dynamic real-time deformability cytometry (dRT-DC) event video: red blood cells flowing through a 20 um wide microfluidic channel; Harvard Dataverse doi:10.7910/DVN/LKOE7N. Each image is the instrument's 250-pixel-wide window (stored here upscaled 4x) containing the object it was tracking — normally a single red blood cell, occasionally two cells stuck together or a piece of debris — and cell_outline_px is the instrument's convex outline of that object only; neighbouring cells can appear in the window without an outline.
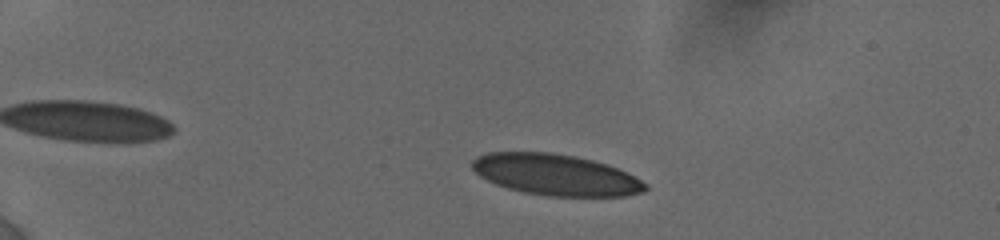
{"species": "human", "species_latin": "Homo sapiens", "temperature_condition": "cold", "stored_images_in_passage": 22, "camera_frame_rate_fps": 3000, "um_per_image_px": 0.085, "donor": {"sex": "female"}, "frame": {"image": 1, "passage_image": 12, "time_ms": 2.333, "image_size_px": [1000, 240], "cell_outline_px": [[648, 188], [644, 192], [624, 196], [548, 196], [524, 192], [508, 188], [496, 184], [480, 176], [472, 168], [472, 160], [476, 156], [488, 152], [552, 152], [576, 156], [608, 164], [648, 184]], "centroid_in_image_um": [47.22, 14.85], "position_along_channel_um": 37.8, "area_um2": 41.44}}